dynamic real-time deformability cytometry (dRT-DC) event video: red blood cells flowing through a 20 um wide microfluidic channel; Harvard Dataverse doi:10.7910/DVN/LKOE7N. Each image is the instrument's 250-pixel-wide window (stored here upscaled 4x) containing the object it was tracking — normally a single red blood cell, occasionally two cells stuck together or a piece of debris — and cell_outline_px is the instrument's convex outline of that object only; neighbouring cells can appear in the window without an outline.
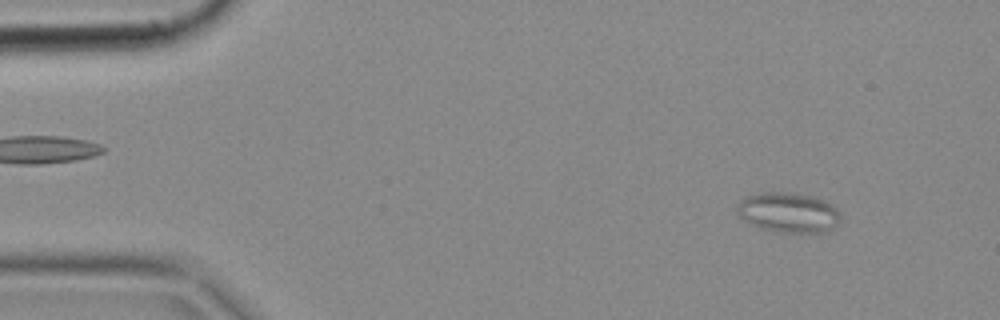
{"species": "common noctule bat (a hibernating species)", "species_latin": "Nyctalus noctula", "temperature_condition": "cold", "stored_images_in_passage": 6, "camera_frame_rate_fps": 3000, "um_per_image_px": 0.085, "animal": {"sex": "female", "body_mass_g": 18.4}, "frame": {"image": 1, "passage_image": 1, "time_ms": 0.0, "image_size_px": [1000, 320], "cell_outline_px": [[840, 220], [832, 228], [824, 232], [780, 232], [760, 228], [744, 220], [736, 212], [736, 208], [740, 200], [744, 196], [764, 192], [784, 192], [816, 196], [824, 200], [836, 208], [840, 216]], "centroid_in_image_um": [66.99, 18.05], "position_along_channel_um": 18.0, "area_um2": 24.1}}
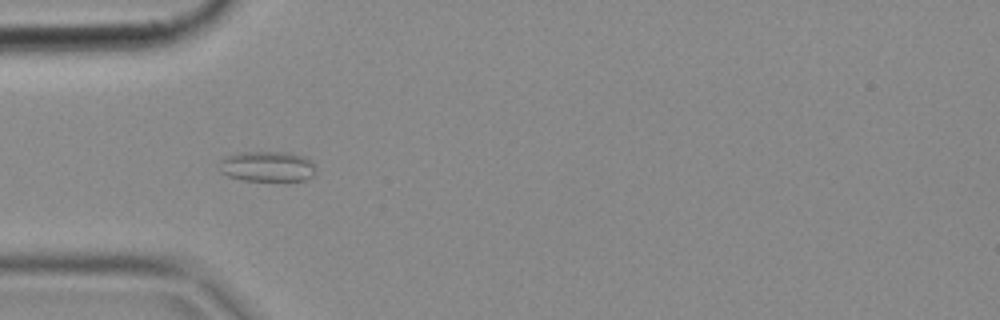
{"frame": {"image": 2, "passage_image": 4, "time_ms": 1.0, "image_size_px": [1000, 320], "cell_outline_px": [[312, 176], [304, 180], [244, 180], [228, 176], [220, 172], [220, 160], [228, 156], [244, 152], [288, 152], [304, 156], [312, 160]], "centroid_in_image_um": [22.7, 14.14], "position_along_channel_um": 62.3, "area_um2": 16.76}}
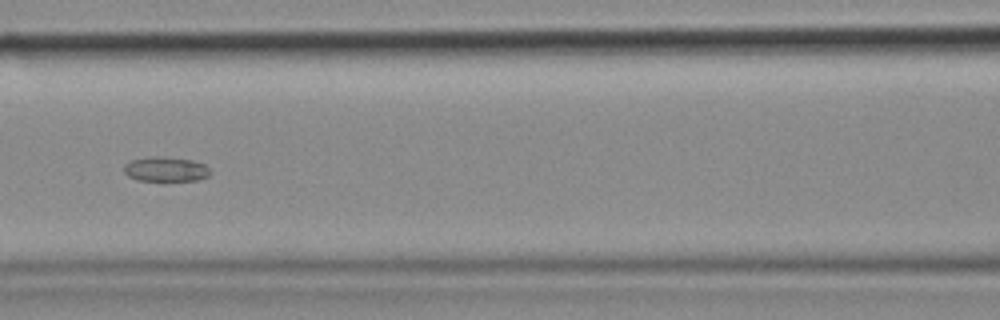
{"frame": {"image": 3, "passage_image": 6, "time_ms": 1.667, "image_size_px": [1000, 320], "cell_outline_px": [[212, 172], [208, 176], [196, 180], [136, 180], [128, 176], [124, 172], [124, 164], [132, 160], [148, 156], [156, 156], [192, 160], [204, 164]], "centroid_in_image_um": [14.07, 14.37], "position_along_channel_um": 152.5, "area_um2": 12.31}}